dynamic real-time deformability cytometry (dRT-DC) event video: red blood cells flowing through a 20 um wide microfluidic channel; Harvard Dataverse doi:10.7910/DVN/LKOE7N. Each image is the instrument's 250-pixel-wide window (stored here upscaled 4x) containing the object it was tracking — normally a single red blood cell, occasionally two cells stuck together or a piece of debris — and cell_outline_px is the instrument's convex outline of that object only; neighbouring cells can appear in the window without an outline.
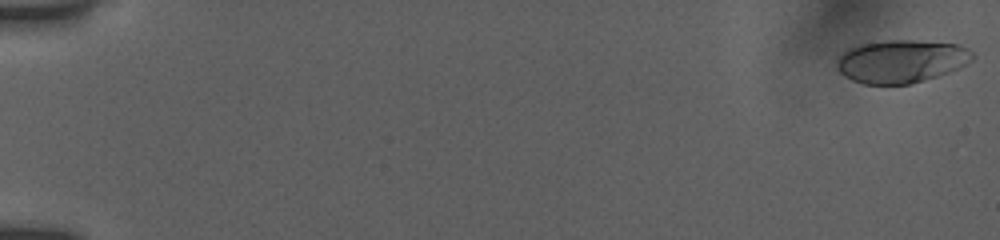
{"species": "human", "species_latin": "Homo sapiens", "temperature_condition": "room temperature", "stored_images_in_passage": 81, "camera_frame_rate_fps": 3000, "um_per_image_px": 0.085, "donor": {"sex": "female"}, "frame": {"image": 1, "passage_image": 1, "time_ms": 0.0, "image_size_px": [1000, 240], "cell_outline_px": [[976, 56], [972, 60], [960, 68], [924, 80], [908, 84], [864, 84], [852, 80], [844, 76], [836, 68], [836, 60], [844, 52], [860, 44], [888, 40], [912, 40], [956, 44], [968, 48]], "centroid_in_image_um": [76.61, 5.21], "position_along_channel_um": 8.4, "area_um2": 33.87}}
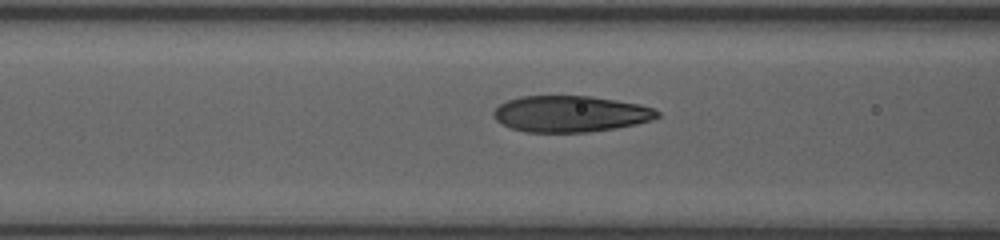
{"frame": {"image": 2, "passage_image": 40, "time_ms": 7.667, "image_size_px": [1000, 240], "cell_outline_px": [[660, 116], [652, 120], [636, 124], [616, 128], [588, 132], [524, 132], [512, 128], [496, 120], [492, 116], [492, 112], [500, 104], [508, 100], [520, 96], [592, 96], [640, 104], [652, 108], [660, 112]], "centroid_in_image_um": [48.49, 9.68], "position_along_channel_um": 118.1, "area_um2": 34.68}}
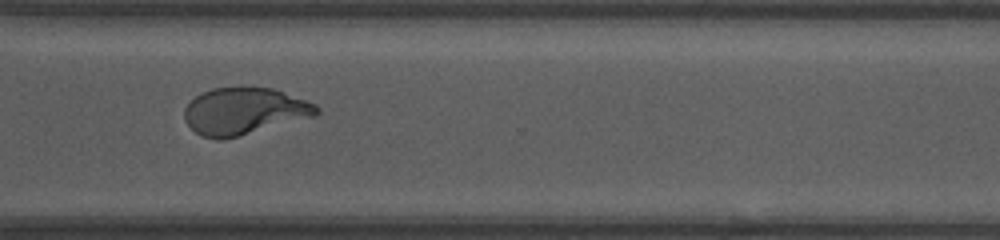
{"frame": {"image": 3, "passage_image": 80, "time_ms": 13.667, "image_size_px": [1000, 240], "cell_outline_px": [[320, 112], [316, 116], [224, 140], [216, 140], [200, 136], [184, 120], [184, 108], [200, 92], [212, 88], [272, 88], [316, 104], [320, 108]], "centroid_in_image_um": [20.75, 9.47], "position_along_channel_um": 349.9, "area_um2": 36.13}}